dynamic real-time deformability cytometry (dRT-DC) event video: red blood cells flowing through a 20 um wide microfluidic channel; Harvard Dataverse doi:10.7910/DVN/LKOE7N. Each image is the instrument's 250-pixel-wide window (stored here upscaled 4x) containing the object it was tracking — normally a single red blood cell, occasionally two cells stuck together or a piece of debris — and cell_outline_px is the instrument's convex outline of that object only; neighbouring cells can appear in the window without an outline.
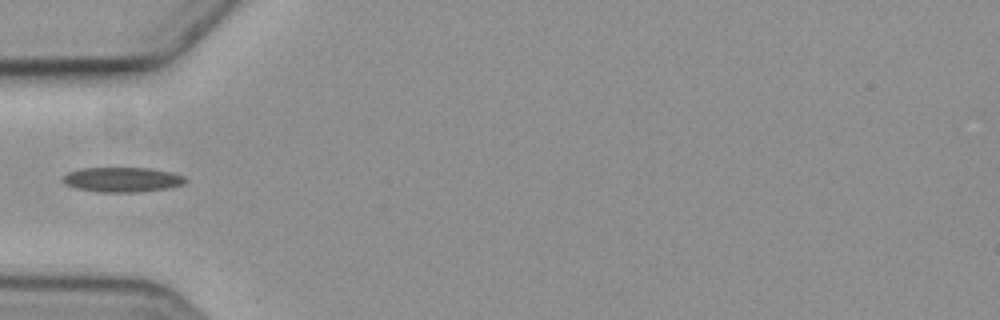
{"species": "common noctule bat (a hibernating species)", "species_latin": "Nyctalus noctula", "temperature_condition": "cold", "stored_images_in_passage": 40, "camera_frame_rate_fps": 3000, "um_per_image_px": 0.085, "animal": {"sex": "female", "body_mass_g": 19.3, "forearm_length_mm": 54.1}, "frame": {"image": 1, "passage_image": 1, "time_ms": 0.0, "image_size_px": [1000, 320], "cell_outline_px": [[188, 180], [184, 184], [168, 188], [136, 192], [104, 192], [76, 188], [64, 184], [60, 180], [68, 172], [80, 168], [148, 168], [172, 172], [184, 176]], "centroid_in_image_um": [10.39, 15.26], "position_along_channel_um": 74.6, "area_um2": 17.74}}
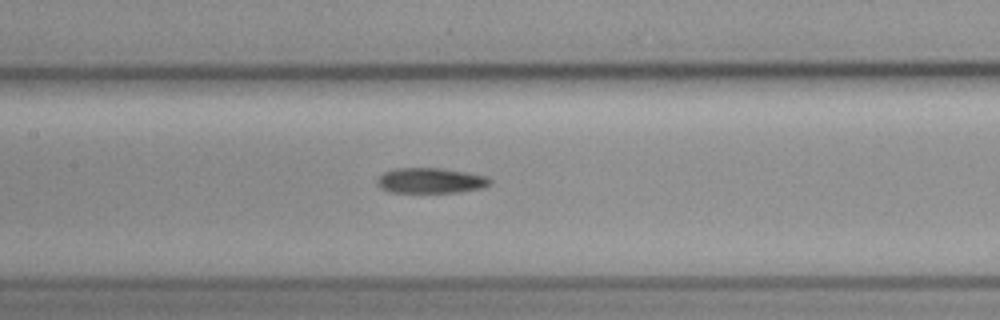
{"frame": {"image": 2, "passage_image": 9, "time_ms": 2.667, "image_size_px": [1000, 320], "cell_outline_px": [[492, 184], [484, 188], [460, 192], [388, 192], [380, 188], [376, 184], [376, 180], [384, 172], [396, 168], [440, 168], [488, 176], [492, 180]], "centroid_in_image_um": [36.62, 15.35], "position_along_channel_um": 170.8, "area_um2": 16.82}}
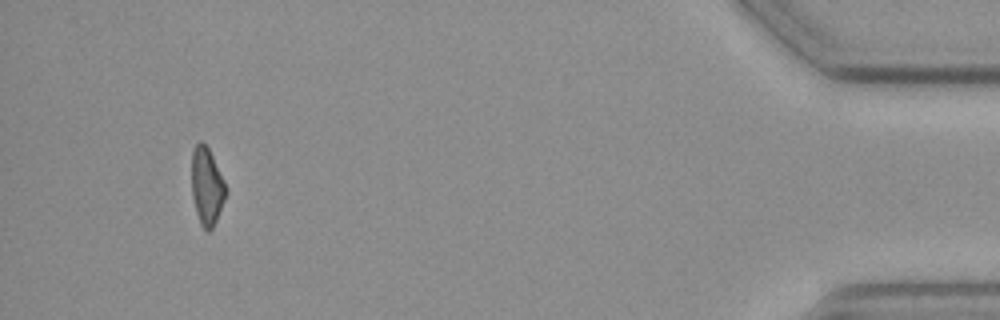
{"frame": {"image": 3, "passage_image": 36, "time_ms": 11.667, "image_size_px": [1000, 320], "cell_outline_px": [[228, 192], [216, 220], [212, 228], [208, 232], [200, 224], [196, 212], [192, 196], [192, 148], [200, 140], [208, 148], [224, 180]], "centroid_in_image_um": [17.58, 15.84], "position_along_channel_um": 417.6, "area_um2": 15.37}}